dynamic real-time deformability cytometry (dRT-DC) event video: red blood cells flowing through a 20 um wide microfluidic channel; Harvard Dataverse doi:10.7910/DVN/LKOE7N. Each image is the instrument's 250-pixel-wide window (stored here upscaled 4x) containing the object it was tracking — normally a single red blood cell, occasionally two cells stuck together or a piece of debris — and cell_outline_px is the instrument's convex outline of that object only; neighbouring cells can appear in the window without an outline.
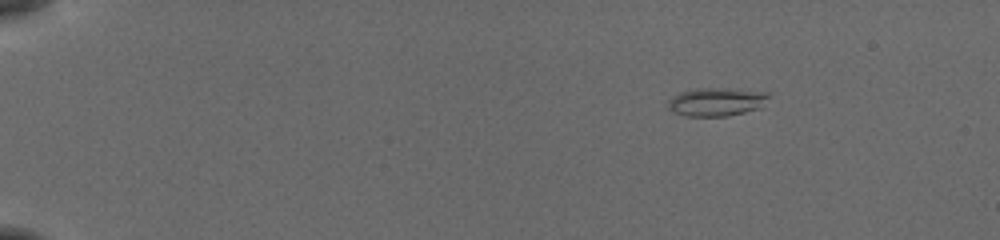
{"species": "common noctule bat (a hibernating species)", "species_latin": "Nyctalus noctula", "temperature_condition": "cold", "stored_images_in_passage": 48, "camera_frame_rate_fps": 3000, "um_per_image_px": 0.085, "animal": {"sex": "female", "body_mass_g": 19.5, "forearm_length_mm": 54.1}, "frame": {"image": 1, "passage_image": 1, "time_ms": 0.0, "image_size_px": [1000, 240], "cell_outline_px": [[768, 96], [760, 108], [728, 116], [684, 116], [672, 112], [668, 108], [668, 100], [672, 96], [680, 92], [696, 88], [724, 88], [768, 92]], "centroid_in_image_um": [60.84, 8.66], "position_along_channel_um": 24.2, "area_um2": 16.65}}
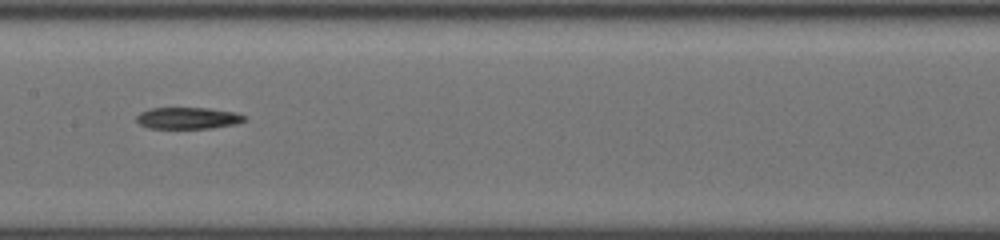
{"frame": {"image": 2, "passage_image": 23, "time_ms": 7.333, "image_size_px": [1000, 240], "cell_outline_px": [[248, 120], [236, 124], [212, 128], [148, 128], [140, 124], [136, 120], [136, 116], [140, 112], [148, 108], [208, 108], [236, 112], [248, 116]], "centroid_in_image_um": [16.02, 10.03], "position_along_channel_um": 191.4, "area_um2": 13.81}}
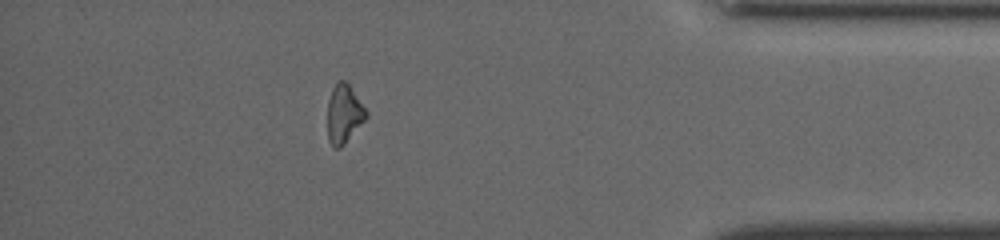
{"frame": {"image": 3, "passage_image": 42, "time_ms": 13.667, "image_size_px": [1000, 240], "cell_outline_px": [[368, 116], [344, 144], [340, 148], [332, 148], [328, 140], [328, 100], [332, 88], [336, 80], [344, 80], [348, 84], [368, 112]], "centroid_in_image_um": [29.22, 9.68], "position_along_channel_um": 406.0, "area_um2": 13.18}, "authors_computed_cell_mechanics": {"area_um2": 13.8431, "velocity_mm_per_s": 3.876, "shape_relaxation_time_tau1_ms": null, "shape_relaxation_time_tau2_ms": 10.3266, "deformation_change_tau1": null, "deformation_change_tau2": 0.3099}}